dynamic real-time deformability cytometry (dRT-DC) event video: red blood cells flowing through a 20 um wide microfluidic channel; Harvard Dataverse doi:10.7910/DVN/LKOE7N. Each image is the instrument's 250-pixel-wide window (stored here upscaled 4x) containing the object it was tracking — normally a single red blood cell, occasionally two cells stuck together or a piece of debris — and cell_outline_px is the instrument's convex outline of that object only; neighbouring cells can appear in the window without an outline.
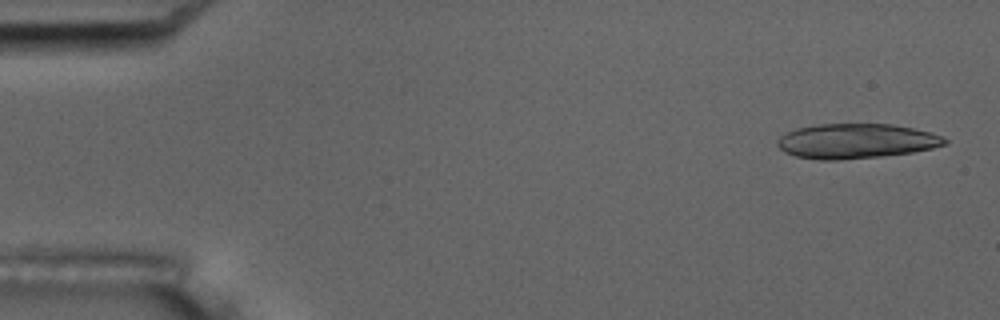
{"species": "common noctule bat (a hibernating species)", "species_latin": "Nyctalus noctula", "temperature_condition": "room temperature", "stored_images_in_passage": 5, "camera_frame_rate_fps": 3000, "um_per_image_px": 0.085, "animal": {"sex": "male", "body_mass_g": 17.5, "forearm_length_mm": 52.3}, "frame": {"image": 1, "passage_image": 1, "time_ms": 0.0, "image_size_px": [1000, 320], "cell_outline_px": [[948, 144], [932, 148], [912, 152], [880, 156], [836, 160], [820, 160], [796, 156], [784, 152], [776, 144], [776, 140], [784, 132], [796, 128], [816, 124], [892, 124], [932, 132], [948, 140]], "centroid_in_image_um": [72.74, 11.98], "position_along_channel_um": 12.3, "area_um2": 34.04}}